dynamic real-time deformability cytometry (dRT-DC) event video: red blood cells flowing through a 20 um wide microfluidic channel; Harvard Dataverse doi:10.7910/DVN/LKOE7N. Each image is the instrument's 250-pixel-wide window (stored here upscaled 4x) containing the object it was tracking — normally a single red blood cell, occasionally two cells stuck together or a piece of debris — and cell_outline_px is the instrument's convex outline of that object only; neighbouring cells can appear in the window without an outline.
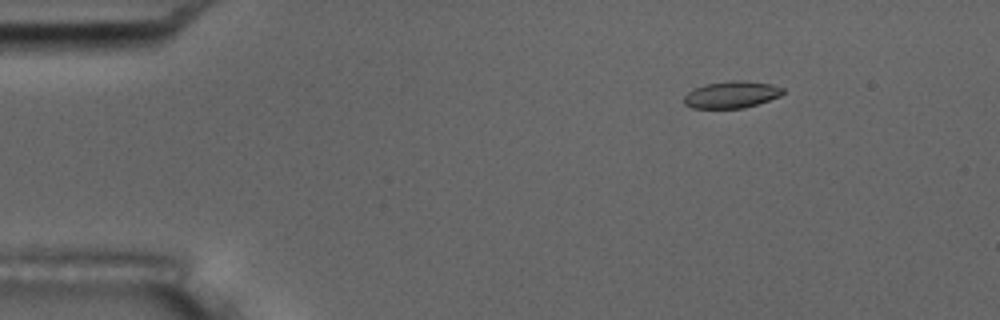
{"species": "common noctule bat (a hibernating species)", "species_latin": "Nyctalus noctula", "temperature_condition": "room temperature", "stored_images_in_passage": 51, "camera_frame_rate_fps": 3000, "um_per_image_px": 0.085, "animal": {"sex": "male", "body_mass_g": 17.5, "forearm_length_mm": 52.3}, "frame": {"image": 1, "passage_image": 4, "time_ms": 1.0, "image_size_px": [1000, 320], "cell_outline_px": [[784, 92], [780, 96], [744, 108], [692, 108], [684, 104], [684, 96], [688, 92], [696, 88], [708, 84], [732, 80], [740, 80], [772, 84], [784, 88]], "centroid_in_image_um": [62.19, 8.04], "position_along_channel_um": 22.8, "area_um2": 15.32}}
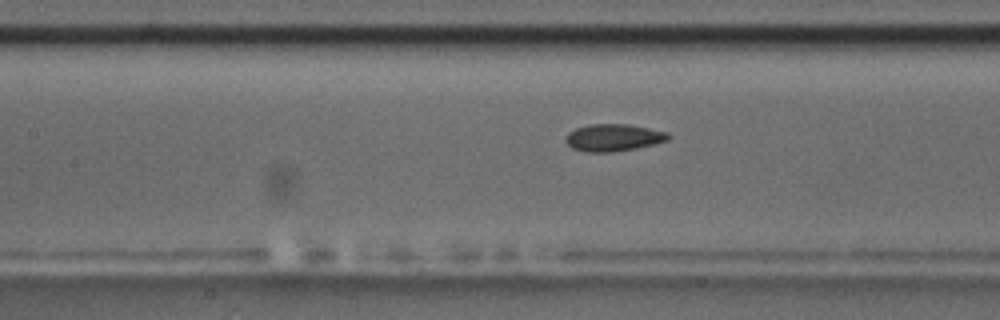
{"frame": {"image": 2, "passage_image": 21, "time_ms": 6.667, "image_size_px": [1000, 320], "cell_outline_px": [[672, 136], [668, 140], [636, 148], [612, 152], [584, 152], [572, 148], [564, 140], [568, 132], [576, 128], [588, 124], [628, 124], [668, 132]], "centroid_in_image_um": [52.12, 11.69], "position_along_channel_um": 155.3, "area_um2": 16.3}}
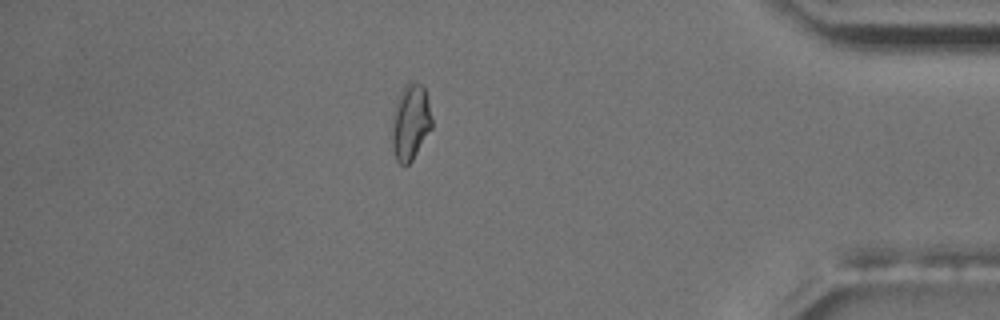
{"frame": {"image": 3, "passage_image": 44, "time_ms": 14.333, "image_size_px": [1000, 320], "cell_outline_px": [[432, 128], [412, 160], [404, 168], [396, 160], [392, 148], [392, 116], [400, 92], [408, 80], [420, 84], [424, 88], [428, 100], [432, 120]], "centroid_in_image_um": [34.88, 10.41], "position_along_channel_um": 400.3, "area_um2": 17.74}, "authors_computed_cell_mechanics": {"area_um2": 15.8372, "velocity_mm_per_s": 3.6873, "shape_relaxation_time_tau1_ms": null, "shape_relaxation_time_tau2_ms": 1.7556, "deformation_change_tau1": null, "deformation_change_tau2": 0.0606}}